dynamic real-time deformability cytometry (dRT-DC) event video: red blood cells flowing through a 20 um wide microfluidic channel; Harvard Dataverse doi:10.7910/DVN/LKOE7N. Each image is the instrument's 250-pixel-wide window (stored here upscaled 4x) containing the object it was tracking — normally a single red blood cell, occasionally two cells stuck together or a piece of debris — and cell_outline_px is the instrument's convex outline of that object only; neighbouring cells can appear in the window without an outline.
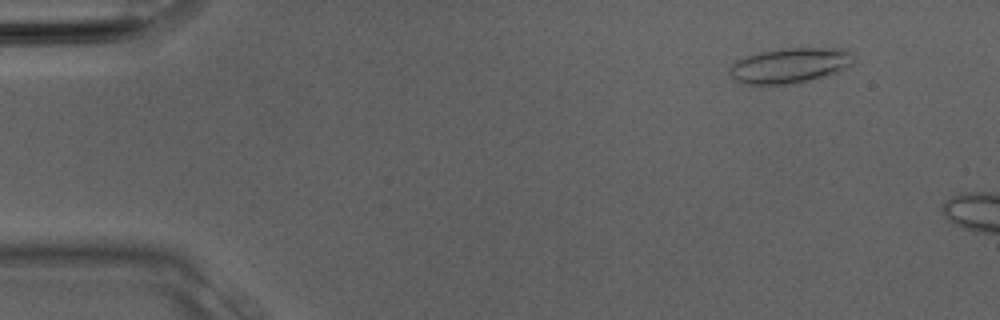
{"species": "Egyptian fruit bat (a non-hibernating species)", "species_latin": "Rousettus aegyptiacus", "temperature_condition": "room temperature", "stored_images_in_passage": 2, "camera_frame_rate_fps": 3000, "um_per_image_px": 0.085, "animal": {"sex": "male"}, "frame": {"image": 1, "passage_image": 1, "time_ms": 0.0, "image_size_px": [1000, 320], "cell_outline_px": [[852, 64], [828, 76], [784, 84], [744, 84], [732, 80], [728, 72], [728, 68], [732, 64], [748, 56], [760, 52], [776, 48], [844, 48], [852, 52]], "centroid_in_image_um": [67.11, 5.55], "position_along_channel_um": 17.9, "area_um2": 25.37}}